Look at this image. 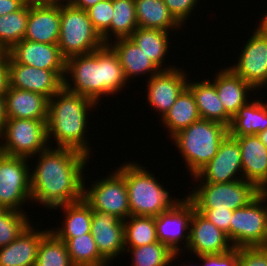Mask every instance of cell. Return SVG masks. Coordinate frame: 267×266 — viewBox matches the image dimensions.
I'll use <instances>...</instances> for the list:
<instances>
[{"label": "cell", "instance_id": "obj_1", "mask_svg": "<svg viewBox=\"0 0 267 266\" xmlns=\"http://www.w3.org/2000/svg\"><path fill=\"white\" fill-rule=\"evenodd\" d=\"M34 158L36 160L30 163V175L35 206L41 205V208L51 211L83 199L84 179L88 175L89 160L93 158L71 148L54 146L39 152Z\"/></svg>", "mask_w": 267, "mask_h": 266}, {"label": "cell", "instance_id": "obj_2", "mask_svg": "<svg viewBox=\"0 0 267 266\" xmlns=\"http://www.w3.org/2000/svg\"><path fill=\"white\" fill-rule=\"evenodd\" d=\"M126 84L130 83L124 76L118 56L108 44L92 53L66 60L64 87L90 98L99 106L103 102L101 99H107L111 95L116 98V95L128 90Z\"/></svg>", "mask_w": 267, "mask_h": 266}, {"label": "cell", "instance_id": "obj_3", "mask_svg": "<svg viewBox=\"0 0 267 266\" xmlns=\"http://www.w3.org/2000/svg\"><path fill=\"white\" fill-rule=\"evenodd\" d=\"M97 105L90 98L68 91L65 87L54 94L48 101L46 124L49 145L71 148L92 158L91 155L98 151L92 150L94 146L92 148L88 140V128L93 123L90 122L93 117L89 115L99 109Z\"/></svg>", "mask_w": 267, "mask_h": 266}, {"label": "cell", "instance_id": "obj_4", "mask_svg": "<svg viewBox=\"0 0 267 266\" xmlns=\"http://www.w3.org/2000/svg\"><path fill=\"white\" fill-rule=\"evenodd\" d=\"M135 161H124L125 164L114 168L125 178L130 215L156 217L182 199L170 195V189L162 185L159 176L156 178L155 173Z\"/></svg>", "mask_w": 267, "mask_h": 266}, {"label": "cell", "instance_id": "obj_5", "mask_svg": "<svg viewBox=\"0 0 267 266\" xmlns=\"http://www.w3.org/2000/svg\"><path fill=\"white\" fill-rule=\"evenodd\" d=\"M227 135L228 127L224 124L200 119L179 131L170 142L179 151L185 169L193 177L213 159Z\"/></svg>", "mask_w": 267, "mask_h": 266}, {"label": "cell", "instance_id": "obj_6", "mask_svg": "<svg viewBox=\"0 0 267 266\" xmlns=\"http://www.w3.org/2000/svg\"><path fill=\"white\" fill-rule=\"evenodd\" d=\"M57 45L67 60L73 56L92 53L101 48L104 42L93 28L87 11L71 4H60V35Z\"/></svg>", "mask_w": 267, "mask_h": 266}, {"label": "cell", "instance_id": "obj_7", "mask_svg": "<svg viewBox=\"0 0 267 266\" xmlns=\"http://www.w3.org/2000/svg\"><path fill=\"white\" fill-rule=\"evenodd\" d=\"M196 184V185H194ZM186 196L195 209L236 210L248 205L261 191L244 179L226 183H195Z\"/></svg>", "mask_w": 267, "mask_h": 266}, {"label": "cell", "instance_id": "obj_8", "mask_svg": "<svg viewBox=\"0 0 267 266\" xmlns=\"http://www.w3.org/2000/svg\"><path fill=\"white\" fill-rule=\"evenodd\" d=\"M47 124L43 120L6 119L0 136V152L34 160L49 147ZM32 157V158H31Z\"/></svg>", "mask_w": 267, "mask_h": 266}, {"label": "cell", "instance_id": "obj_9", "mask_svg": "<svg viewBox=\"0 0 267 266\" xmlns=\"http://www.w3.org/2000/svg\"><path fill=\"white\" fill-rule=\"evenodd\" d=\"M230 242L233 248L267 247V195L263 191L233 211Z\"/></svg>", "mask_w": 267, "mask_h": 266}, {"label": "cell", "instance_id": "obj_10", "mask_svg": "<svg viewBox=\"0 0 267 266\" xmlns=\"http://www.w3.org/2000/svg\"><path fill=\"white\" fill-rule=\"evenodd\" d=\"M28 158L0 152V208L26 212L24 206L33 205L31 175Z\"/></svg>", "mask_w": 267, "mask_h": 266}, {"label": "cell", "instance_id": "obj_11", "mask_svg": "<svg viewBox=\"0 0 267 266\" xmlns=\"http://www.w3.org/2000/svg\"><path fill=\"white\" fill-rule=\"evenodd\" d=\"M104 177L86 183L84 179L83 199L91 206L93 211L112 214L121 220L130 216L128 190L125 178L115 169ZM89 185V186H87Z\"/></svg>", "mask_w": 267, "mask_h": 266}, {"label": "cell", "instance_id": "obj_12", "mask_svg": "<svg viewBox=\"0 0 267 266\" xmlns=\"http://www.w3.org/2000/svg\"><path fill=\"white\" fill-rule=\"evenodd\" d=\"M248 34L240 53L229 68L240 78L244 79L259 93L267 90V33L258 25ZM259 90V91H258Z\"/></svg>", "mask_w": 267, "mask_h": 266}, {"label": "cell", "instance_id": "obj_13", "mask_svg": "<svg viewBox=\"0 0 267 266\" xmlns=\"http://www.w3.org/2000/svg\"><path fill=\"white\" fill-rule=\"evenodd\" d=\"M195 210L193 202L185 194L172 208L156 216L158 241L174 253H183L189 244L190 223Z\"/></svg>", "mask_w": 267, "mask_h": 266}, {"label": "cell", "instance_id": "obj_14", "mask_svg": "<svg viewBox=\"0 0 267 266\" xmlns=\"http://www.w3.org/2000/svg\"><path fill=\"white\" fill-rule=\"evenodd\" d=\"M181 67V68H180ZM169 70H160L158 73L145 80V100L147 106L160 116V120L175 103L176 98L187 87L191 72L183 66ZM183 68V69H182ZM186 71V72H185ZM189 71V74H188ZM189 77V78H188Z\"/></svg>", "mask_w": 267, "mask_h": 266}, {"label": "cell", "instance_id": "obj_15", "mask_svg": "<svg viewBox=\"0 0 267 266\" xmlns=\"http://www.w3.org/2000/svg\"><path fill=\"white\" fill-rule=\"evenodd\" d=\"M191 179L196 183H226L243 179L238 141L228 134L213 159Z\"/></svg>", "mask_w": 267, "mask_h": 266}, {"label": "cell", "instance_id": "obj_16", "mask_svg": "<svg viewBox=\"0 0 267 266\" xmlns=\"http://www.w3.org/2000/svg\"><path fill=\"white\" fill-rule=\"evenodd\" d=\"M9 86L36 92L50 99L64 87L66 70H45L16 63L8 55Z\"/></svg>", "mask_w": 267, "mask_h": 266}, {"label": "cell", "instance_id": "obj_17", "mask_svg": "<svg viewBox=\"0 0 267 266\" xmlns=\"http://www.w3.org/2000/svg\"><path fill=\"white\" fill-rule=\"evenodd\" d=\"M91 234L100 255L109 264L125 254L124 220L112 214L92 211Z\"/></svg>", "mask_w": 267, "mask_h": 266}, {"label": "cell", "instance_id": "obj_18", "mask_svg": "<svg viewBox=\"0 0 267 266\" xmlns=\"http://www.w3.org/2000/svg\"><path fill=\"white\" fill-rule=\"evenodd\" d=\"M233 248L225 232L217 228L197 210L193 212L190 223L189 244L182 253L194 256L221 254ZM187 251V252H186Z\"/></svg>", "mask_w": 267, "mask_h": 266}, {"label": "cell", "instance_id": "obj_19", "mask_svg": "<svg viewBox=\"0 0 267 266\" xmlns=\"http://www.w3.org/2000/svg\"><path fill=\"white\" fill-rule=\"evenodd\" d=\"M60 35V4L28 1V22L24 39L57 44Z\"/></svg>", "mask_w": 267, "mask_h": 266}, {"label": "cell", "instance_id": "obj_20", "mask_svg": "<svg viewBox=\"0 0 267 266\" xmlns=\"http://www.w3.org/2000/svg\"><path fill=\"white\" fill-rule=\"evenodd\" d=\"M7 54L19 64L45 70H66V59L57 44L21 40Z\"/></svg>", "mask_w": 267, "mask_h": 266}, {"label": "cell", "instance_id": "obj_21", "mask_svg": "<svg viewBox=\"0 0 267 266\" xmlns=\"http://www.w3.org/2000/svg\"><path fill=\"white\" fill-rule=\"evenodd\" d=\"M221 68L216 69L218 73L213 74L214 78L210 79L208 75V79L215 85L225 111L233 118L243 105L256 96L257 91L228 66Z\"/></svg>", "mask_w": 267, "mask_h": 266}, {"label": "cell", "instance_id": "obj_22", "mask_svg": "<svg viewBox=\"0 0 267 266\" xmlns=\"http://www.w3.org/2000/svg\"><path fill=\"white\" fill-rule=\"evenodd\" d=\"M35 226L31 223L14 241L0 247V266H35L40 241L50 231V227Z\"/></svg>", "mask_w": 267, "mask_h": 266}, {"label": "cell", "instance_id": "obj_23", "mask_svg": "<svg viewBox=\"0 0 267 266\" xmlns=\"http://www.w3.org/2000/svg\"><path fill=\"white\" fill-rule=\"evenodd\" d=\"M241 151L243 179L260 191L267 188V147L257 135L234 137Z\"/></svg>", "mask_w": 267, "mask_h": 266}, {"label": "cell", "instance_id": "obj_24", "mask_svg": "<svg viewBox=\"0 0 267 266\" xmlns=\"http://www.w3.org/2000/svg\"><path fill=\"white\" fill-rule=\"evenodd\" d=\"M49 99L39 93L8 87L5 94L7 119H34L47 123Z\"/></svg>", "mask_w": 267, "mask_h": 266}, {"label": "cell", "instance_id": "obj_25", "mask_svg": "<svg viewBox=\"0 0 267 266\" xmlns=\"http://www.w3.org/2000/svg\"><path fill=\"white\" fill-rule=\"evenodd\" d=\"M118 56L124 76L129 83L145 75L148 80L160 69L149 57L130 39L121 38L108 44ZM148 75V76H147ZM133 79V80H132ZM130 80V81H129Z\"/></svg>", "mask_w": 267, "mask_h": 266}, {"label": "cell", "instance_id": "obj_26", "mask_svg": "<svg viewBox=\"0 0 267 266\" xmlns=\"http://www.w3.org/2000/svg\"><path fill=\"white\" fill-rule=\"evenodd\" d=\"M173 35L176 34H172L160 29L138 27L129 38L160 70H169L177 66L174 63L170 65L167 60V58L170 57L169 53L171 48L174 47L172 46V44H174L171 42L172 39H169V37H173ZM166 60L169 65L165 63Z\"/></svg>", "mask_w": 267, "mask_h": 266}, {"label": "cell", "instance_id": "obj_27", "mask_svg": "<svg viewBox=\"0 0 267 266\" xmlns=\"http://www.w3.org/2000/svg\"><path fill=\"white\" fill-rule=\"evenodd\" d=\"M196 80H188L187 87L194 95L198 112L201 119L219 122L229 127L232 117L225 111V108L218 97L215 85L204 75ZM204 78V79H203Z\"/></svg>", "mask_w": 267, "mask_h": 266}, {"label": "cell", "instance_id": "obj_28", "mask_svg": "<svg viewBox=\"0 0 267 266\" xmlns=\"http://www.w3.org/2000/svg\"><path fill=\"white\" fill-rule=\"evenodd\" d=\"M259 96L262 97L257 93L256 97L243 105L233 116L228 127L231 137L257 135L267 129V97L264 96L263 100Z\"/></svg>", "mask_w": 267, "mask_h": 266}, {"label": "cell", "instance_id": "obj_29", "mask_svg": "<svg viewBox=\"0 0 267 266\" xmlns=\"http://www.w3.org/2000/svg\"><path fill=\"white\" fill-rule=\"evenodd\" d=\"M59 210L63 214L59 222L60 226L50 228L56 237H77L86 233H91L92 208L84 200L68 203L59 206L54 211ZM64 218V219H63Z\"/></svg>", "mask_w": 267, "mask_h": 266}, {"label": "cell", "instance_id": "obj_30", "mask_svg": "<svg viewBox=\"0 0 267 266\" xmlns=\"http://www.w3.org/2000/svg\"><path fill=\"white\" fill-rule=\"evenodd\" d=\"M197 104L191 90L186 87L176 98L175 103L171 106L165 116L158 123L168 133L167 139L172 138L179 131L187 128L192 123L200 120ZM162 122V123H161ZM163 125V126H162Z\"/></svg>", "mask_w": 267, "mask_h": 266}, {"label": "cell", "instance_id": "obj_31", "mask_svg": "<svg viewBox=\"0 0 267 266\" xmlns=\"http://www.w3.org/2000/svg\"><path fill=\"white\" fill-rule=\"evenodd\" d=\"M138 27L173 33L184 27L174 18L163 0H134ZM171 31V32H170Z\"/></svg>", "mask_w": 267, "mask_h": 266}, {"label": "cell", "instance_id": "obj_32", "mask_svg": "<svg viewBox=\"0 0 267 266\" xmlns=\"http://www.w3.org/2000/svg\"><path fill=\"white\" fill-rule=\"evenodd\" d=\"M113 14L110 27L101 35L104 44L129 38L138 28L134 0H112Z\"/></svg>", "mask_w": 267, "mask_h": 266}, {"label": "cell", "instance_id": "obj_33", "mask_svg": "<svg viewBox=\"0 0 267 266\" xmlns=\"http://www.w3.org/2000/svg\"><path fill=\"white\" fill-rule=\"evenodd\" d=\"M65 242L73 266H109L100 255L91 233L77 237H57Z\"/></svg>", "mask_w": 267, "mask_h": 266}, {"label": "cell", "instance_id": "obj_34", "mask_svg": "<svg viewBox=\"0 0 267 266\" xmlns=\"http://www.w3.org/2000/svg\"><path fill=\"white\" fill-rule=\"evenodd\" d=\"M125 253L131 254L130 266H172V262L178 261L182 254L174 253L159 241L140 247H125Z\"/></svg>", "mask_w": 267, "mask_h": 266}, {"label": "cell", "instance_id": "obj_35", "mask_svg": "<svg viewBox=\"0 0 267 266\" xmlns=\"http://www.w3.org/2000/svg\"><path fill=\"white\" fill-rule=\"evenodd\" d=\"M28 22V2L13 13L0 16V51L7 53L24 39Z\"/></svg>", "mask_w": 267, "mask_h": 266}, {"label": "cell", "instance_id": "obj_36", "mask_svg": "<svg viewBox=\"0 0 267 266\" xmlns=\"http://www.w3.org/2000/svg\"><path fill=\"white\" fill-rule=\"evenodd\" d=\"M125 247H140L158 241L155 217L130 215L124 220Z\"/></svg>", "mask_w": 267, "mask_h": 266}, {"label": "cell", "instance_id": "obj_37", "mask_svg": "<svg viewBox=\"0 0 267 266\" xmlns=\"http://www.w3.org/2000/svg\"><path fill=\"white\" fill-rule=\"evenodd\" d=\"M35 266H73L65 242L51 231L40 241Z\"/></svg>", "mask_w": 267, "mask_h": 266}, {"label": "cell", "instance_id": "obj_38", "mask_svg": "<svg viewBox=\"0 0 267 266\" xmlns=\"http://www.w3.org/2000/svg\"><path fill=\"white\" fill-rule=\"evenodd\" d=\"M28 214L0 208V247L14 241L33 222Z\"/></svg>", "mask_w": 267, "mask_h": 266}, {"label": "cell", "instance_id": "obj_39", "mask_svg": "<svg viewBox=\"0 0 267 266\" xmlns=\"http://www.w3.org/2000/svg\"><path fill=\"white\" fill-rule=\"evenodd\" d=\"M86 11L93 28L101 36L111 24L113 14L112 0H101Z\"/></svg>", "mask_w": 267, "mask_h": 266}, {"label": "cell", "instance_id": "obj_40", "mask_svg": "<svg viewBox=\"0 0 267 266\" xmlns=\"http://www.w3.org/2000/svg\"><path fill=\"white\" fill-rule=\"evenodd\" d=\"M174 18L183 26L187 25L189 20H192L195 9L200 8L202 0H163ZM199 3V5H198ZM198 6V7H197ZM191 17V18H190ZM188 20V21H187ZM187 21V23H186Z\"/></svg>", "mask_w": 267, "mask_h": 266}, {"label": "cell", "instance_id": "obj_41", "mask_svg": "<svg viewBox=\"0 0 267 266\" xmlns=\"http://www.w3.org/2000/svg\"><path fill=\"white\" fill-rule=\"evenodd\" d=\"M238 266H267V247L239 248Z\"/></svg>", "mask_w": 267, "mask_h": 266}, {"label": "cell", "instance_id": "obj_42", "mask_svg": "<svg viewBox=\"0 0 267 266\" xmlns=\"http://www.w3.org/2000/svg\"><path fill=\"white\" fill-rule=\"evenodd\" d=\"M202 263L200 266H238L239 248H232L229 252L195 256Z\"/></svg>", "mask_w": 267, "mask_h": 266}, {"label": "cell", "instance_id": "obj_43", "mask_svg": "<svg viewBox=\"0 0 267 266\" xmlns=\"http://www.w3.org/2000/svg\"><path fill=\"white\" fill-rule=\"evenodd\" d=\"M199 213L205 216L217 228L226 233L230 241V222L233 215L232 210L222 209H196Z\"/></svg>", "mask_w": 267, "mask_h": 266}, {"label": "cell", "instance_id": "obj_44", "mask_svg": "<svg viewBox=\"0 0 267 266\" xmlns=\"http://www.w3.org/2000/svg\"><path fill=\"white\" fill-rule=\"evenodd\" d=\"M9 87L8 54H0V95H5Z\"/></svg>", "mask_w": 267, "mask_h": 266}, {"label": "cell", "instance_id": "obj_45", "mask_svg": "<svg viewBox=\"0 0 267 266\" xmlns=\"http://www.w3.org/2000/svg\"><path fill=\"white\" fill-rule=\"evenodd\" d=\"M29 0H0V16L20 10Z\"/></svg>", "mask_w": 267, "mask_h": 266}, {"label": "cell", "instance_id": "obj_46", "mask_svg": "<svg viewBox=\"0 0 267 266\" xmlns=\"http://www.w3.org/2000/svg\"><path fill=\"white\" fill-rule=\"evenodd\" d=\"M101 0H72L71 5L75 8L87 10L88 8L96 5Z\"/></svg>", "mask_w": 267, "mask_h": 266}, {"label": "cell", "instance_id": "obj_47", "mask_svg": "<svg viewBox=\"0 0 267 266\" xmlns=\"http://www.w3.org/2000/svg\"><path fill=\"white\" fill-rule=\"evenodd\" d=\"M6 119L5 95H0V136L3 132Z\"/></svg>", "mask_w": 267, "mask_h": 266}, {"label": "cell", "instance_id": "obj_48", "mask_svg": "<svg viewBox=\"0 0 267 266\" xmlns=\"http://www.w3.org/2000/svg\"><path fill=\"white\" fill-rule=\"evenodd\" d=\"M42 4H70L72 0H33Z\"/></svg>", "mask_w": 267, "mask_h": 266}, {"label": "cell", "instance_id": "obj_49", "mask_svg": "<svg viewBox=\"0 0 267 266\" xmlns=\"http://www.w3.org/2000/svg\"><path fill=\"white\" fill-rule=\"evenodd\" d=\"M260 18V20L255 22L257 23L260 21L259 23H257V25L267 33V11L266 13L264 12V14Z\"/></svg>", "mask_w": 267, "mask_h": 266}, {"label": "cell", "instance_id": "obj_50", "mask_svg": "<svg viewBox=\"0 0 267 266\" xmlns=\"http://www.w3.org/2000/svg\"><path fill=\"white\" fill-rule=\"evenodd\" d=\"M257 136L259 137L260 141L267 147V129L261 133H258Z\"/></svg>", "mask_w": 267, "mask_h": 266}, {"label": "cell", "instance_id": "obj_51", "mask_svg": "<svg viewBox=\"0 0 267 266\" xmlns=\"http://www.w3.org/2000/svg\"><path fill=\"white\" fill-rule=\"evenodd\" d=\"M184 262H186L187 264H189V265H187V264H185ZM183 262V265L184 266H200V263H198V265L196 264V265H193L194 264V262L192 263V264H190L191 263V261L190 262H187V261H184ZM180 266H182V263H181V265Z\"/></svg>", "mask_w": 267, "mask_h": 266}, {"label": "cell", "instance_id": "obj_52", "mask_svg": "<svg viewBox=\"0 0 267 266\" xmlns=\"http://www.w3.org/2000/svg\"><path fill=\"white\" fill-rule=\"evenodd\" d=\"M263 192L267 195V188Z\"/></svg>", "mask_w": 267, "mask_h": 266}]
</instances>
